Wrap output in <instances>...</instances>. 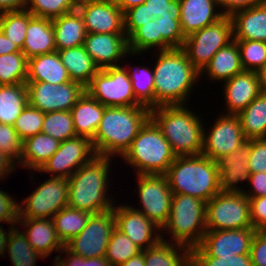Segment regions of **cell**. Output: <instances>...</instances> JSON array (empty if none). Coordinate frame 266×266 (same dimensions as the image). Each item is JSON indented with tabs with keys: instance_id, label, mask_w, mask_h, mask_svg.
<instances>
[{
	"instance_id": "obj_1",
	"label": "cell",
	"mask_w": 266,
	"mask_h": 266,
	"mask_svg": "<svg viewBox=\"0 0 266 266\" xmlns=\"http://www.w3.org/2000/svg\"><path fill=\"white\" fill-rule=\"evenodd\" d=\"M158 52V59L151 68L154 72V107L186 105L192 86L200 79V72L182 48Z\"/></svg>"
},
{
	"instance_id": "obj_2",
	"label": "cell",
	"mask_w": 266,
	"mask_h": 266,
	"mask_svg": "<svg viewBox=\"0 0 266 266\" xmlns=\"http://www.w3.org/2000/svg\"><path fill=\"white\" fill-rule=\"evenodd\" d=\"M149 119L150 109L146 106L105 107L99 127L91 140L95 154L123 156Z\"/></svg>"
},
{
	"instance_id": "obj_3",
	"label": "cell",
	"mask_w": 266,
	"mask_h": 266,
	"mask_svg": "<svg viewBox=\"0 0 266 266\" xmlns=\"http://www.w3.org/2000/svg\"><path fill=\"white\" fill-rule=\"evenodd\" d=\"M112 157L95 155L68 178V206L97 214L112 210L115 203L107 196ZM109 173V174H108ZM108 187V188H107ZM114 203V204H113Z\"/></svg>"
},
{
	"instance_id": "obj_4",
	"label": "cell",
	"mask_w": 266,
	"mask_h": 266,
	"mask_svg": "<svg viewBox=\"0 0 266 266\" xmlns=\"http://www.w3.org/2000/svg\"><path fill=\"white\" fill-rule=\"evenodd\" d=\"M185 105H165L150 109V119L157 125L177 156L200 155L203 149L202 118Z\"/></svg>"
},
{
	"instance_id": "obj_5",
	"label": "cell",
	"mask_w": 266,
	"mask_h": 266,
	"mask_svg": "<svg viewBox=\"0 0 266 266\" xmlns=\"http://www.w3.org/2000/svg\"><path fill=\"white\" fill-rule=\"evenodd\" d=\"M173 194H185L208 202L220 193L216 161L204 156H177L165 174Z\"/></svg>"
},
{
	"instance_id": "obj_6",
	"label": "cell",
	"mask_w": 266,
	"mask_h": 266,
	"mask_svg": "<svg viewBox=\"0 0 266 266\" xmlns=\"http://www.w3.org/2000/svg\"><path fill=\"white\" fill-rule=\"evenodd\" d=\"M120 158L134 166L137 175H165L176 155L160 129L149 119Z\"/></svg>"
},
{
	"instance_id": "obj_7",
	"label": "cell",
	"mask_w": 266,
	"mask_h": 266,
	"mask_svg": "<svg viewBox=\"0 0 266 266\" xmlns=\"http://www.w3.org/2000/svg\"><path fill=\"white\" fill-rule=\"evenodd\" d=\"M164 230L176 244L198 246L206 233V202L197 197L174 194Z\"/></svg>"
},
{
	"instance_id": "obj_8",
	"label": "cell",
	"mask_w": 266,
	"mask_h": 266,
	"mask_svg": "<svg viewBox=\"0 0 266 266\" xmlns=\"http://www.w3.org/2000/svg\"><path fill=\"white\" fill-rule=\"evenodd\" d=\"M123 66L99 70L85 87V91L106 107L143 106L136 99L128 69Z\"/></svg>"
},
{
	"instance_id": "obj_9",
	"label": "cell",
	"mask_w": 266,
	"mask_h": 266,
	"mask_svg": "<svg viewBox=\"0 0 266 266\" xmlns=\"http://www.w3.org/2000/svg\"><path fill=\"white\" fill-rule=\"evenodd\" d=\"M253 228L249 198L243 192H220L206 202V231Z\"/></svg>"
},
{
	"instance_id": "obj_10",
	"label": "cell",
	"mask_w": 266,
	"mask_h": 266,
	"mask_svg": "<svg viewBox=\"0 0 266 266\" xmlns=\"http://www.w3.org/2000/svg\"><path fill=\"white\" fill-rule=\"evenodd\" d=\"M232 41V20L224 15L217 22L187 36L182 49L188 60L201 72L217 51Z\"/></svg>"
},
{
	"instance_id": "obj_11",
	"label": "cell",
	"mask_w": 266,
	"mask_h": 266,
	"mask_svg": "<svg viewBox=\"0 0 266 266\" xmlns=\"http://www.w3.org/2000/svg\"><path fill=\"white\" fill-rule=\"evenodd\" d=\"M68 179L50 177L18 204V218L52 219L68 206ZM21 204V205H20Z\"/></svg>"
},
{
	"instance_id": "obj_12",
	"label": "cell",
	"mask_w": 266,
	"mask_h": 266,
	"mask_svg": "<svg viewBox=\"0 0 266 266\" xmlns=\"http://www.w3.org/2000/svg\"><path fill=\"white\" fill-rule=\"evenodd\" d=\"M114 228V208L91 214L86 227L64 247L71 253L84 258L104 257Z\"/></svg>"
},
{
	"instance_id": "obj_13",
	"label": "cell",
	"mask_w": 266,
	"mask_h": 266,
	"mask_svg": "<svg viewBox=\"0 0 266 266\" xmlns=\"http://www.w3.org/2000/svg\"><path fill=\"white\" fill-rule=\"evenodd\" d=\"M138 197L140 206L135 210L143 213L159 228L167 223L172 205L173 193L169 187L166 175L138 174Z\"/></svg>"
},
{
	"instance_id": "obj_14",
	"label": "cell",
	"mask_w": 266,
	"mask_h": 266,
	"mask_svg": "<svg viewBox=\"0 0 266 266\" xmlns=\"http://www.w3.org/2000/svg\"><path fill=\"white\" fill-rule=\"evenodd\" d=\"M25 84L28 104L43 113L70 111L85 92V87L75 81L61 84L26 81Z\"/></svg>"
},
{
	"instance_id": "obj_15",
	"label": "cell",
	"mask_w": 266,
	"mask_h": 266,
	"mask_svg": "<svg viewBox=\"0 0 266 266\" xmlns=\"http://www.w3.org/2000/svg\"><path fill=\"white\" fill-rule=\"evenodd\" d=\"M204 131L202 155L213 161L243 147L248 139L245 137L238 115L222 113L209 133Z\"/></svg>"
},
{
	"instance_id": "obj_16",
	"label": "cell",
	"mask_w": 266,
	"mask_h": 266,
	"mask_svg": "<svg viewBox=\"0 0 266 266\" xmlns=\"http://www.w3.org/2000/svg\"><path fill=\"white\" fill-rule=\"evenodd\" d=\"M95 155L91 140L84 136H76L60 142L58 150L38 171L53 173L52 177L68 179Z\"/></svg>"
},
{
	"instance_id": "obj_17",
	"label": "cell",
	"mask_w": 266,
	"mask_h": 266,
	"mask_svg": "<svg viewBox=\"0 0 266 266\" xmlns=\"http://www.w3.org/2000/svg\"><path fill=\"white\" fill-rule=\"evenodd\" d=\"M86 33H125L124 13L114 0H79Z\"/></svg>"
},
{
	"instance_id": "obj_18",
	"label": "cell",
	"mask_w": 266,
	"mask_h": 266,
	"mask_svg": "<svg viewBox=\"0 0 266 266\" xmlns=\"http://www.w3.org/2000/svg\"><path fill=\"white\" fill-rule=\"evenodd\" d=\"M114 216L115 227L130 238L142 251L154 246L162 239L161 228L143 213L135 210L133 206L123 204V206L114 207Z\"/></svg>"
},
{
	"instance_id": "obj_19",
	"label": "cell",
	"mask_w": 266,
	"mask_h": 266,
	"mask_svg": "<svg viewBox=\"0 0 266 266\" xmlns=\"http://www.w3.org/2000/svg\"><path fill=\"white\" fill-rule=\"evenodd\" d=\"M83 47L100 70L117 66L120 59L131 56L125 33H87Z\"/></svg>"
},
{
	"instance_id": "obj_20",
	"label": "cell",
	"mask_w": 266,
	"mask_h": 266,
	"mask_svg": "<svg viewBox=\"0 0 266 266\" xmlns=\"http://www.w3.org/2000/svg\"><path fill=\"white\" fill-rule=\"evenodd\" d=\"M254 228L207 230L199 246L210 256L250 254Z\"/></svg>"
},
{
	"instance_id": "obj_21",
	"label": "cell",
	"mask_w": 266,
	"mask_h": 266,
	"mask_svg": "<svg viewBox=\"0 0 266 266\" xmlns=\"http://www.w3.org/2000/svg\"><path fill=\"white\" fill-rule=\"evenodd\" d=\"M250 139L247 143L218 159L219 185L221 192H243L238 183L249 180ZM237 184V185H236Z\"/></svg>"
},
{
	"instance_id": "obj_22",
	"label": "cell",
	"mask_w": 266,
	"mask_h": 266,
	"mask_svg": "<svg viewBox=\"0 0 266 266\" xmlns=\"http://www.w3.org/2000/svg\"><path fill=\"white\" fill-rule=\"evenodd\" d=\"M223 86L227 105L225 114L238 115L261 93L255 71L243 70L225 81Z\"/></svg>"
},
{
	"instance_id": "obj_23",
	"label": "cell",
	"mask_w": 266,
	"mask_h": 266,
	"mask_svg": "<svg viewBox=\"0 0 266 266\" xmlns=\"http://www.w3.org/2000/svg\"><path fill=\"white\" fill-rule=\"evenodd\" d=\"M180 25L185 37L221 19L217 0H179ZM217 11V12H216Z\"/></svg>"
},
{
	"instance_id": "obj_24",
	"label": "cell",
	"mask_w": 266,
	"mask_h": 266,
	"mask_svg": "<svg viewBox=\"0 0 266 266\" xmlns=\"http://www.w3.org/2000/svg\"><path fill=\"white\" fill-rule=\"evenodd\" d=\"M17 223L26 228L23 232L32 248L44 258L54 251L60 252L64 245L57 237L53 219L17 218Z\"/></svg>"
},
{
	"instance_id": "obj_25",
	"label": "cell",
	"mask_w": 266,
	"mask_h": 266,
	"mask_svg": "<svg viewBox=\"0 0 266 266\" xmlns=\"http://www.w3.org/2000/svg\"><path fill=\"white\" fill-rule=\"evenodd\" d=\"M56 50L52 19L36 17L29 12L22 53L29 59Z\"/></svg>"
},
{
	"instance_id": "obj_26",
	"label": "cell",
	"mask_w": 266,
	"mask_h": 266,
	"mask_svg": "<svg viewBox=\"0 0 266 266\" xmlns=\"http://www.w3.org/2000/svg\"><path fill=\"white\" fill-rule=\"evenodd\" d=\"M233 40L266 42V3L234 12Z\"/></svg>"
},
{
	"instance_id": "obj_27",
	"label": "cell",
	"mask_w": 266,
	"mask_h": 266,
	"mask_svg": "<svg viewBox=\"0 0 266 266\" xmlns=\"http://www.w3.org/2000/svg\"><path fill=\"white\" fill-rule=\"evenodd\" d=\"M105 107L85 91L70 110L76 135L92 140L103 117Z\"/></svg>"
},
{
	"instance_id": "obj_28",
	"label": "cell",
	"mask_w": 266,
	"mask_h": 266,
	"mask_svg": "<svg viewBox=\"0 0 266 266\" xmlns=\"http://www.w3.org/2000/svg\"><path fill=\"white\" fill-rule=\"evenodd\" d=\"M26 81L61 84L69 82L71 79L56 50L28 59V76Z\"/></svg>"
},
{
	"instance_id": "obj_29",
	"label": "cell",
	"mask_w": 266,
	"mask_h": 266,
	"mask_svg": "<svg viewBox=\"0 0 266 266\" xmlns=\"http://www.w3.org/2000/svg\"><path fill=\"white\" fill-rule=\"evenodd\" d=\"M244 69L241 64L240 50L235 40L227 46L221 48L213 56L210 62L200 72L207 75L210 80L227 81L242 72Z\"/></svg>"
},
{
	"instance_id": "obj_30",
	"label": "cell",
	"mask_w": 266,
	"mask_h": 266,
	"mask_svg": "<svg viewBox=\"0 0 266 266\" xmlns=\"http://www.w3.org/2000/svg\"><path fill=\"white\" fill-rule=\"evenodd\" d=\"M161 238L157 244L144 250V266H191V248L172 244L162 233Z\"/></svg>"
},
{
	"instance_id": "obj_31",
	"label": "cell",
	"mask_w": 266,
	"mask_h": 266,
	"mask_svg": "<svg viewBox=\"0 0 266 266\" xmlns=\"http://www.w3.org/2000/svg\"><path fill=\"white\" fill-rule=\"evenodd\" d=\"M57 50L83 45L86 38L82 16L75 10L52 19Z\"/></svg>"
},
{
	"instance_id": "obj_32",
	"label": "cell",
	"mask_w": 266,
	"mask_h": 266,
	"mask_svg": "<svg viewBox=\"0 0 266 266\" xmlns=\"http://www.w3.org/2000/svg\"><path fill=\"white\" fill-rule=\"evenodd\" d=\"M60 142L53 137L38 133L23 141V151L19 160L21 167L38 171L58 150Z\"/></svg>"
},
{
	"instance_id": "obj_33",
	"label": "cell",
	"mask_w": 266,
	"mask_h": 266,
	"mask_svg": "<svg viewBox=\"0 0 266 266\" xmlns=\"http://www.w3.org/2000/svg\"><path fill=\"white\" fill-rule=\"evenodd\" d=\"M57 52L71 81L81 83L84 87L90 83L93 76L100 70L83 45L57 50Z\"/></svg>"
},
{
	"instance_id": "obj_34",
	"label": "cell",
	"mask_w": 266,
	"mask_h": 266,
	"mask_svg": "<svg viewBox=\"0 0 266 266\" xmlns=\"http://www.w3.org/2000/svg\"><path fill=\"white\" fill-rule=\"evenodd\" d=\"M28 105L25 83L0 85V123L14 125L16 119Z\"/></svg>"
},
{
	"instance_id": "obj_35",
	"label": "cell",
	"mask_w": 266,
	"mask_h": 266,
	"mask_svg": "<svg viewBox=\"0 0 266 266\" xmlns=\"http://www.w3.org/2000/svg\"><path fill=\"white\" fill-rule=\"evenodd\" d=\"M238 116L248 140L266 138V94L260 93Z\"/></svg>"
},
{
	"instance_id": "obj_36",
	"label": "cell",
	"mask_w": 266,
	"mask_h": 266,
	"mask_svg": "<svg viewBox=\"0 0 266 266\" xmlns=\"http://www.w3.org/2000/svg\"><path fill=\"white\" fill-rule=\"evenodd\" d=\"M91 213L71 208L61 209L53 216L57 237L63 245L76 237L85 227Z\"/></svg>"
},
{
	"instance_id": "obj_37",
	"label": "cell",
	"mask_w": 266,
	"mask_h": 266,
	"mask_svg": "<svg viewBox=\"0 0 266 266\" xmlns=\"http://www.w3.org/2000/svg\"><path fill=\"white\" fill-rule=\"evenodd\" d=\"M16 225L10 232L6 250L13 266H36L38 257L44 258L29 244L27 237Z\"/></svg>"
},
{
	"instance_id": "obj_38",
	"label": "cell",
	"mask_w": 266,
	"mask_h": 266,
	"mask_svg": "<svg viewBox=\"0 0 266 266\" xmlns=\"http://www.w3.org/2000/svg\"><path fill=\"white\" fill-rule=\"evenodd\" d=\"M28 58L22 52L0 55V85L26 83Z\"/></svg>"
},
{
	"instance_id": "obj_39",
	"label": "cell",
	"mask_w": 266,
	"mask_h": 266,
	"mask_svg": "<svg viewBox=\"0 0 266 266\" xmlns=\"http://www.w3.org/2000/svg\"><path fill=\"white\" fill-rule=\"evenodd\" d=\"M153 47L162 50V35L159 33V23H156V18L139 27L128 38V48L132 55L149 52Z\"/></svg>"
},
{
	"instance_id": "obj_40",
	"label": "cell",
	"mask_w": 266,
	"mask_h": 266,
	"mask_svg": "<svg viewBox=\"0 0 266 266\" xmlns=\"http://www.w3.org/2000/svg\"><path fill=\"white\" fill-rule=\"evenodd\" d=\"M29 23V11H5L0 13V30L22 50L26 29Z\"/></svg>"
},
{
	"instance_id": "obj_41",
	"label": "cell",
	"mask_w": 266,
	"mask_h": 266,
	"mask_svg": "<svg viewBox=\"0 0 266 266\" xmlns=\"http://www.w3.org/2000/svg\"><path fill=\"white\" fill-rule=\"evenodd\" d=\"M141 252L130 238L115 227L107 245L105 258L111 266H119Z\"/></svg>"
},
{
	"instance_id": "obj_42",
	"label": "cell",
	"mask_w": 266,
	"mask_h": 266,
	"mask_svg": "<svg viewBox=\"0 0 266 266\" xmlns=\"http://www.w3.org/2000/svg\"><path fill=\"white\" fill-rule=\"evenodd\" d=\"M41 132L53 137L59 142L77 136L70 111L45 113Z\"/></svg>"
},
{
	"instance_id": "obj_43",
	"label": "cell",
	"mask_w": 266,
	"mask_h": 266,
	"mask_svg": "<svg viewBox=\"0 0 266 266\" xmlns=\"http://www.w3.org/2000/svg\"><path fill=\"white\" fill-rule=\"evenodd\" d=\"M128 70L136 99L149 109L154 108V72L147 67L139 66ZM133 69V70H132Z\"/></svg>"
},
{
	"instance_id": "obj_44",
	"label": "cell",
	"mask_w": 266,
	"mask_h": 266,
	"mask_svg": "<svg viewBox=\"0 0 266 266\" xmlns=\"http://www.w3.org/2000/svg\"><path fill=\"white\" fill-rule=\"evenodd\" d=\"M79 0H29L27 10L36 17L56 18L76 10Z\"/></svg>"
},
{
	"instance_id": "obj_45",
	"label": "cell",
	"mask_w": 266,
	"mask_h": 266,
	"mask_svg": "<svg viewBox=\"0 0 266 266\" xmlns=\"http://www.w3.org/2000/svg\"><path fill=\"white\" fill-rule=\"evenodd\" d=\"M240 50L244 70L257 72L266 65V42L256 40H235Z\"/></svg>"
},
{
	"instance_id": "obj_46",
	"label": "cell",
	"mask_w": 266,
	"mask_h": 266,
	"mask_svg": "<svg viewBox=\"0 0 266 266\" xmlns=\"http://www.w3.org/2000/svg\"><path fill=\"white\" fill-rule=\"evenodd\" d=\"M191 266H253L250 254L210 257L199 245L191 248Z\"/></svg>"
},
{
	"instance_id": "obj_47",
	"label": "cell",
	"mask_w": 266,
	"mask_h": 266,
	"mask_svg": "<svg viewBox=\"0 0 266 266\" xmlns=\"http://www.w3.org/2000/svg\"><path fill=\"white\" fill-rule=\"evenodd\" d=\"M44 115L45 113L28 104L13 125L18 136L24 141L31 136L41 133Z\"/></svg>"
},
{
	"instance_id": "obj_48",
	"label": "cell",
	"mask_w": 266,
	"mask_h": 266,
	"mask_svg": "<svg viewBox=\"0 0 266 266\" xmlns=\"http://www.w3.org/2000/svg\"><path fill=\"white\" fill-rule=\"evenodd\" d=\"M156 23H159V33L162 35V50L183 47L186 37L183 35L180 20L158 17Z\"/></svg>"
},
{
	"instance_id": "obj_49",
	"label": "cell",
	"mask_w": 266,
	"mask_h": 266,
	"mask_svg": "<svg viewBox=\"0 0 266 266\" xmlns=\"http://www.w3.org/2000/svg\"><path fill=\"white\" fill-rule=\"evenodd\" d=\"M0 150L15 163L19 162L23 151V140L12 125L0 123Z\"/></svg>"
},
{
	"instance_id": "obj_50",
	"label": "cell",
	"mask_w": 266,
	"mask_h": 266,
	"mask_svg": "<svg viewBox=\"0 0 266 266\" xmlns=\"http://www.w3.org/2000/svg\"><path fill=\"white\" fill-rule=\"evenodd\" d=\"M156 17L148 9L145 3L128 9L124 13V32L129 38L139 27L154 20Z\"/></svg>"
},
{
	"instance_id": "obj_51",
	"label": "cell",
	"mask_w": 266,
	"mask_h": 266,
	"mask_svg": "<svg viewBox=\"0 0 266 266\" xmlns=\"http://www.w3.org/2000/svg\"><path fill=\"white\" fill-rule=\"evenodd\" d=\"M145 5L156 18H172L180 20V2L179 0H146Z\"/></svg>"
},
{
	"instance_id": "obj_52",
	"label": "cell",
	"mask_w": 266,
	"mask_h": 266,
	"mask_svg": "<svg viewBox=\"0 0 266 266\" xmlns=\"http://www.w3.org/2000/svg\"><path fill=\"white\" fill-rule=\"evenodd\" d=\"M250 173L266 172V138L250 139Z\"/></svg>"
},
{
	"instance_id": "obj_53",
	"label": "cell",
	"mask_w": 266,
	"mask_h": 266,
	"mask_svg": "<svg viewBox=\"0 0 266 266\" xmlns=\"http://www.w3.org/2000/svg\"><path fill=\"white\" fill-rule=\"evenodd\" d=\"M252 227L257 231H266V196L249 198Z\"/></svg>"
},
{
	"instance_id": "obj_54",
	"label": "cell",
	"mask_w": 266,
	"mask_h": 266,
	"mask_svg": "<svg viewBox=\"0 0 266 266\" xmlns=\"http://www.w3.org/2000/svg\"><path fill=\"white\" fill-rule=\"evenodd\" d=\"M18 218V201L16 202L9 194L1 191L0 187V224L6 222L16 225Z\"/></svg>"
},
{
	"instance_id": "obj_55",
	"label": "cell",
	"mask_w": 266,
	"mask_h": 266,
	"mask_svg": "<svg viewBox=\"0 0 266 266\" xmlns=\"http://www.w3.org/2000/svg\"><path fill=\"white\" fill-rule=\"evenodd\" d=\"M250 256L253 266H266V231H257L253 236Z\"/></svg>"
},
{
	"instance_id": "obj_56",
	"label": "cell",
	"mask_w": 266,
	"mask_h": 266,
	"mask_svg": "<svg viewBox=\"0 0 266 266\" xmlns=\"http://www.w3.org/2000/svg\"><path fill=\"white\" fill-rule=\"evenodd\" d=\"M217 8H221L220 12L225 16H231L234 12L242 9L252 8L254 6L266 3V0H217ZM225 10V11H224Z\"/></svg>"
},
{
	"instance_id": "obj_57",
	"label": "cell",
	"mask_w": 266,
	"mask_h": 266,
	"mask_svg": "<svg viewBox=\"0 0 266 266\" xmlns=\"http://www.w3.org/2000/svg\"><path fill=\"white\" fill-rule=\"evenodd\" d=\"M248 182L252 191H243L248 198L266 196V172L251 173Z\"/></svg>"
},
{
	"instance_id": "obj_58",
	"label": "cell",
	"mask_w": 266,
	"mask_h": 266,
	"mask_svg": "<svg viewBox=\"0 0 266 266\" xmlns=\"http://www.w3.org/2000/svg\"><path fill=\"white\" fill-rule=\"evenodd\" d=\"M60 252L65 253L66 257L63 259L61 258L62 255H57L54 260V266H85L84 257L71 253L65 247Z\"/></svg>"
},
{
	"instance_id": "obj_59",
	"label": "cell",
	"mask_w": 266,
	"mask_h": 266,
	"mask_svg": "<svg viewBox=\"0 0 266 266\" xmlns=\"http://www.w3.org/2000/svg\"><path fill=\"white\" fill-rule=\"evenodd\" d=\"M15 167L16 163L0 150V179H6V176L15 171Z\"/></svg>"
},
{
	"instance_id": "obj_60",
	"label": "cell",
	"mask_w": 266,
	"mask_h": 266,
	"mask_svg": "<svg viewBox=\"0 0 266 266\" xmlns=\"http://www.w3.org/2000/svg\"><path fill=\"white\" fill-rule=\"evenodd\" d=\"M29 0H0V13L5 11H18L27 8Z\"/></svg>"
},
{
	"instance_id": "obj_61",
	"label": "cell",
	"mask_w": 266,
	"mask_h": 266,
	"mask_svg": "<svg viewBox=\"0 0 266 266\" xmlns=\"http://www.w3.org/2000/svg\"><path fill=\"white\" fill-rule=\"evenodd\" d=\"M22 52L18 45L11 42L0 30V55Z\"/></svg>"
},
{
	"instance_id": "obj_62",
	"label": "cell",
	"mask_w": 266,
	"mask_h": 266,
	"mask_svg": "<svg viewBox=\"0 0 266 266\" xmlns=\"http://www.w3.org/2000/svg\"><path fill=\"white\" fill-rule=\"evenodd\" d=\"M14 225L9 226L8 233L3 229V227L0 224V256L3 257V255H6V247H7V241L8 237L10 235V232L14 228ZM5 253V254H4Z\"/></svg>"
},
{
	"instance_id": "obj_63",
	"label": "cell",
	"mask_w": 266,
	"mask_h": 266,
	"mask_svg": "<svg viewBox=\"0 0 266 266\" xmlns=\"http://www.w3.org/2000/svg\"><path fill=\"white\" fill-rule=\"evenodd\" d=\"M145 1L146 0H114L123 13H125L128 9L144 3Z\"/></svg>"
},
{
	"instance_id": "obj_64",
	"label": "cell",
	"mask_w": 266,
	"mask_h": 266,
	"mask_svg": "<svg viewBox=\"0 0 266 266\" xmlns=\"http://www.w3.org/2000/svg\"><path fill=\"white\" fill-rule=\"evenodd\" d=\"M145 260H144V250L139 253L138 255L131 257L127 262H124L123 264L119 266H144Z\"/></svg>"
},
{
	"instance_id": "obj_65",
	"label": "cell",
	"mask_w": 266,
	"mask_h": 266,
	"mask_svg": "<svg viewBox=\"0 0 266 266\" xmlns=\"http://www.w3.org/2000/svg\"><path fill=\"white\" fill-rule=\"evenodd\" d=\"M85 266H111V265L104 256L97 258H85Z\"/></svg>"
},
{
	"instance_id": "obj_66",
	"label": "cell",
	"mask_w": 266,
	"mask_h": 266,
	"mask_svg": "<svg viewBox=\"0 0 266 266\" xmlns=\"http://www.w3.org/2000/svg\"><path fill=\"white\" fill-rule=\"evenodd\" d=\"M257 75L259 78L260 91L266 94V65L257 71Z\"/></svg>"
}]
</instances>
